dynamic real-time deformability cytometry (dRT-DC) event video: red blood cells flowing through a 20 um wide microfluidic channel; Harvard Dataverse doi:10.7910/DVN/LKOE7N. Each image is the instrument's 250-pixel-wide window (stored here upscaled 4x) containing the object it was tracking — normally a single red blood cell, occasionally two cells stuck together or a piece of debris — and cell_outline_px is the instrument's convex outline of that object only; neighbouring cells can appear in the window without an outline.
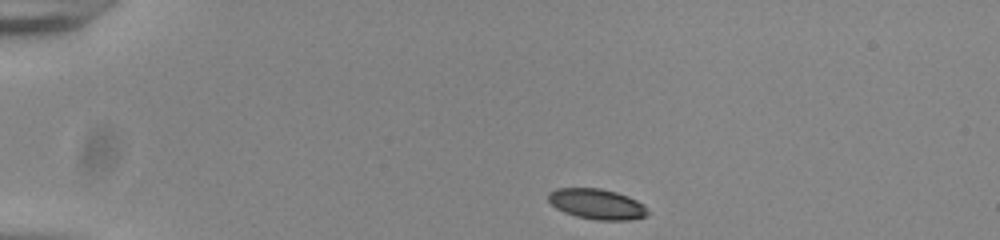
{"species": "common noctule bat (a hibernating species)", "species_latin": "Nyctalus noctula", "temperature_condition": "room temperature", "stored_images_in_passage": 44, "camera_frame_rate_fps": 3000, "um_per_image_px": 0.085, "animal": {"sex": "male", "body_mass_g": 20.0, "forearm_length_mm": 53.3}, "frame": {"image": 1, "passage_image": 1, "time_ms": 0.0, "image_size_px": [1000, 240], "cell_outline_px": [[648, 216], [628, 220], [596, 220], [576, 216], [564, 212], [556, 208], [548, 200], [548, 192], [556, 188], [600, 188], [616, 192], [628, 196], [644, 204], [648, 212]], "centroid_in_image_um": [50.73, 17.34], "position_along_channel_um": 34.3, "area_um2": 17.69}}
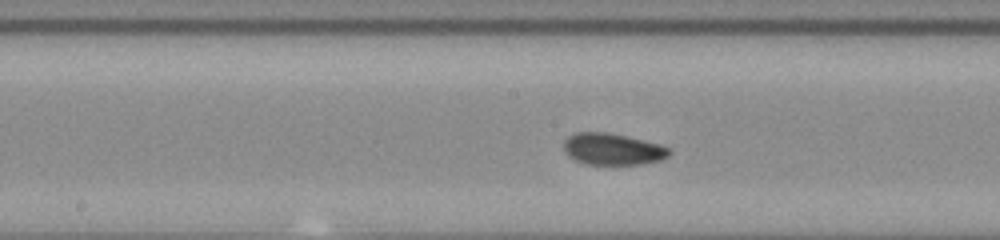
{"frame": {"image": 2, "passage_image": 19, "time_ms": 6.0, "image_size_px": [1000, 240], "cell_outline_px": [[672, 152], [668, 156], [660, 160], [644, 164], [588, 164], [572, 160], [564, 152], [564, 140], [568, 136], [576, 132], [608, 132], [660, 144], [668, 148]], "centroid_in_image_um": [52.04, 12.68], "position_along_channel_um": 196.2, "area_um2": 19.54}}
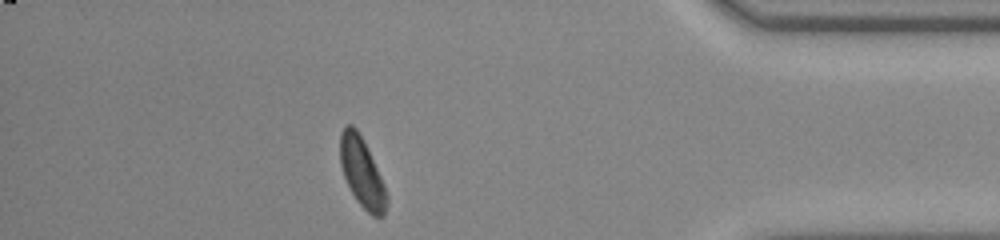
{"frame": {"image": 3, "passage_image": 38, "time_ms": 12.333, "image_size_px": [1000, 240], "cell_outline_px": [[388, 204], [384, 216], [372, 216], [356, 200], [344, 176], [340, 164], [340, 132], [348, 124], [352, 124], [356, 128], [384, 184], [388, 196]], "centroid_in_image_um": [30.76, 14.7], "position_along_channel_um": 404.4, "area_um2": 18.38}, "authors_computed_cell_mechanics": {"area_um2": 18.9006, "velocity_mm_per_s": 3.8133, "shape_relaxation_time_tau1_ms": 4.4951, "shape_relaxation_time_tau2_ms": 2.9981, "deformation_change_tau1": 0.121, "deformation_change_tau2": 0.0708}}